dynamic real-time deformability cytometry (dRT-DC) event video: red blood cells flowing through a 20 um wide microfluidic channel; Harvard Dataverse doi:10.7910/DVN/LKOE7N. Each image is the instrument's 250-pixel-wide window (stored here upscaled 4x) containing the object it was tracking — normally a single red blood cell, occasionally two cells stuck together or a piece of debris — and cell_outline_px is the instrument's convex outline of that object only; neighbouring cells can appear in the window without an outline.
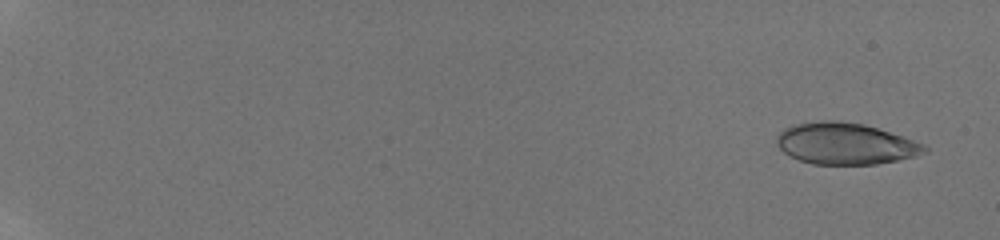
{"species": "human", "species_latin": "Homo sapiens", "temperature_condition": "room temperature", "stored_images_in_passage": 18, "camera_frame_rate_fps": 3000, "um_per_image_px": 0.085, "donor": {"sex": "male"}, "frame": {"image": 1, "passage_image": 3, "time_ms": 0.667, "image_size_px": [1000, 240], "cell_outline_px": [[928, 152], [916, 156], [876, 164], [812, 164], [788, 156], [776, 144], [776, 136], [784, 128], [796, 124], [820, 120], [836, 120], [864, 124], [924, 144], [928, 148]], "centroid_in_image_um": [71.82, 12.21], "position_along_channel_um": 13.2, "area_um2": 35.6}}